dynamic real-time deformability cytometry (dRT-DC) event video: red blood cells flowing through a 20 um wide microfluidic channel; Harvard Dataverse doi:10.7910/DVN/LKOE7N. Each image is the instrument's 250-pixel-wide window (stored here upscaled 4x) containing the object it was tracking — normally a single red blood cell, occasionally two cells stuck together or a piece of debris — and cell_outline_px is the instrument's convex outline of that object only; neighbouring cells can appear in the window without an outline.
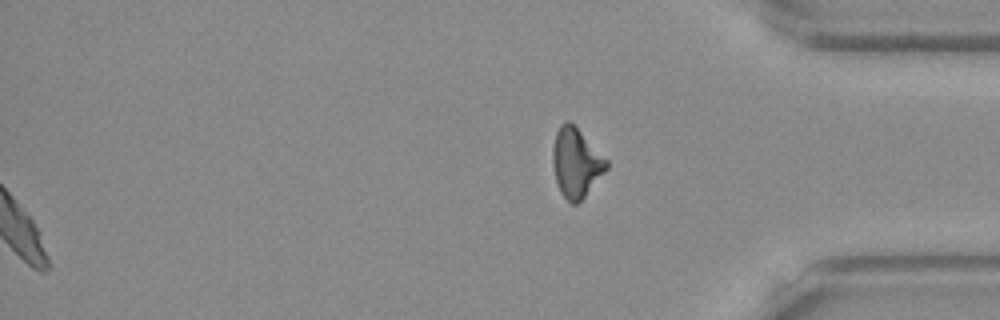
{"species": "Egyptian fruit bat (a non-hibernating species)", "species_latin": "Rousettus aegyptiacus", "temperature_condition": "warm", "stored_images_in_passage": 44, "segment_of_instrument_passage": [2, 2], "camera_frame_rate_fps": 3000, "um_per_image_px": 0.085, "frame": {"image": 1, "passage_image": 44, "time_ms": 14.333, "image_size_px": [1000, 320], "cell_outline_px": [[608, 168], [584, 196], [576, 204], [572, 204], [560, 192], [556, 180], [552, 164], [552, 148], [556, 132], [560, 124], [564, 120], [568, 120], [608, 160]], "centroid_in_image_um": [48.94, 13.82], "position_along_channel_um": 386.3, "area_um2": 21.33}}